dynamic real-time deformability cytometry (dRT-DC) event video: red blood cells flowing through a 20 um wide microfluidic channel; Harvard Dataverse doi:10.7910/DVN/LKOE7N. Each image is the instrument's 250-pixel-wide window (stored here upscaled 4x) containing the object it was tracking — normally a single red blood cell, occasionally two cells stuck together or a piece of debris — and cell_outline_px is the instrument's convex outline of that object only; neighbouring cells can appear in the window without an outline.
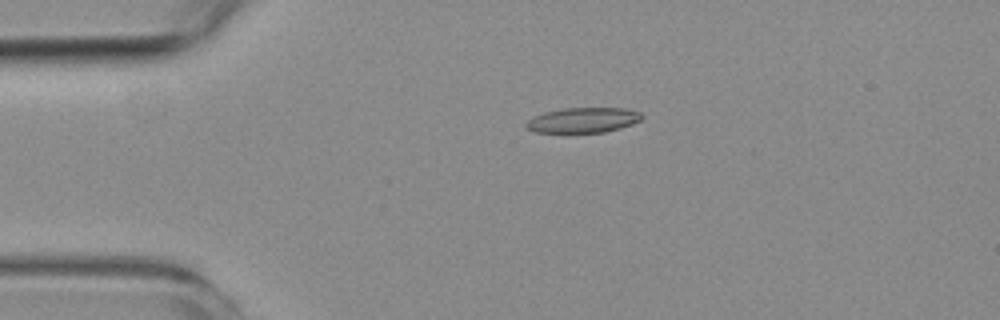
{"species": "common noctule bat (a hibernating species)", "species_latin": "Nyctalus noctula", "temperature_condition": "room temperature", "stored_images_in_passage": 11, "camera_frame_rate_fps": 3000, "um_per_image_px": 0.085, "animal": {"sex": "female", "body_mass_g": 19.3, "forearm_length_mm": 54.1}, "frame": {"image": 1, "passage_image": 8, "time_ms": 11.333, "image_size_px": [1000, 320], "cell_outline_px": [[644, 116], [640, 120], [632, 124], [620, 128], [604, 132], [572, 136], [568, 136], [536, 132], [528, 128], [524, 124], [532, 116], [544, 112], [564, 108], [624, 108], [640, 112]], "centroid_in_image_um": [49.5, 10.27], "position_along_channel_um": 35.5, "area_um2": 17.92}}
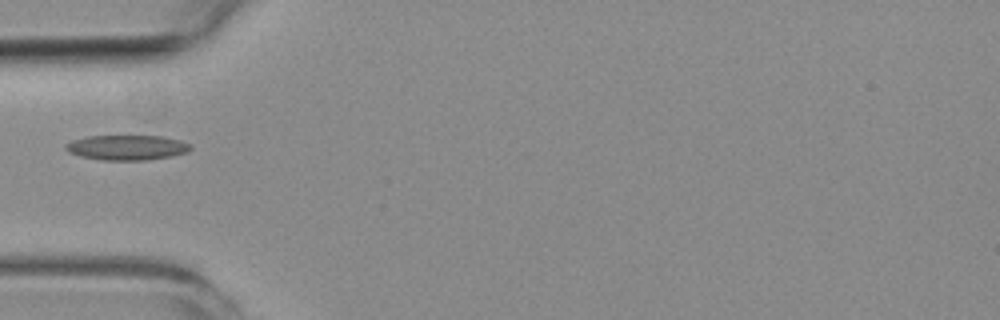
{"frame": {"image": 2, "passage_image": 10, "time_ms": 13.333, "image_size_px": [1000, 320], "cell_outline_px": [[192, 148], [188, 152], [172, 156], [148, 160], [100, 160], [80, 156], [68, 152], [64, 148], [64, 144], [72, 140], [88, 136], [160, 136], [180, 140], [192, 144]], "centroid_in_image_um": [10.79, 12.54], "position_along_channel_um": 74.2, "area_um2": 18.38}}
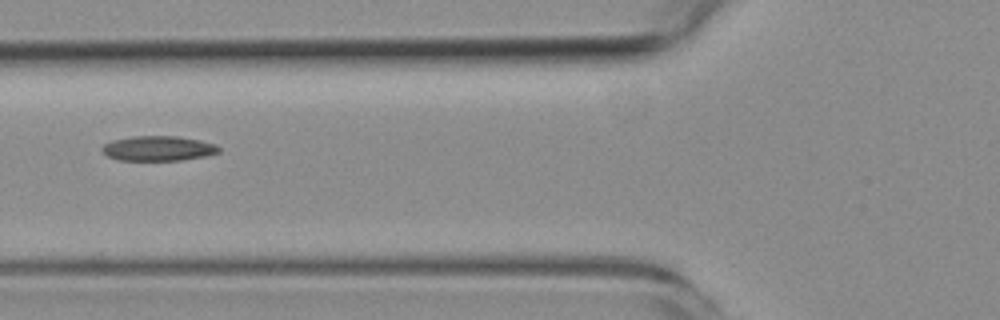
{"frame": {"image": 3, "passage_image": 11, "time_ms": 14.333, "image_size_px": [1000, 320], "cell_outline_px": [[220, 152], [204, 156], [180, 160], [120, 160], [108, 156], [100, 148], [104, 144], [112, 140], [132, 136], [176, 136], [200, 140], [216, 144], [220, 148]], "centroid_in_image_um": [13.45, 12.6], "position_along_channel_um": 112.3, "area_um2": 16.88}}